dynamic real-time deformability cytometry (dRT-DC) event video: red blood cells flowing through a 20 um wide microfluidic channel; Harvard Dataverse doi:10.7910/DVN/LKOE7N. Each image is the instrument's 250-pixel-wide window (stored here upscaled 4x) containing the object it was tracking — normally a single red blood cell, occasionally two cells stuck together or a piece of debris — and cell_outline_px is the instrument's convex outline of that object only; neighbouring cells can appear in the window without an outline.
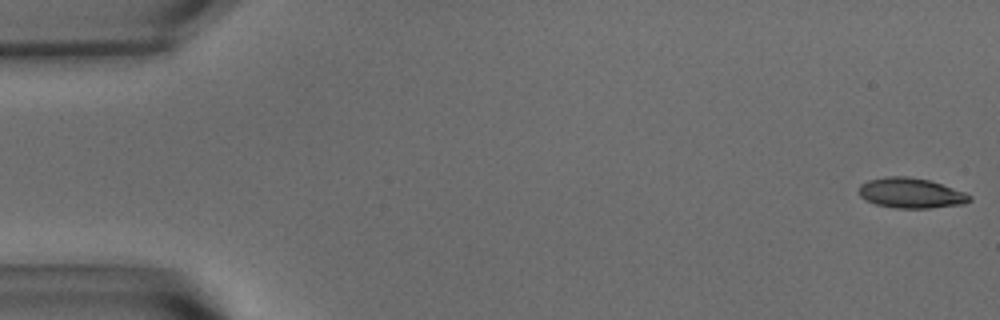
{"species": "common noctule bat (a hibernating species)", "species_latin": "Nyctalus noctula", "temperature_condition": "warm", "stored_images_in_passage": 56, "camera_frame_rate_fps": 3000, "um_per_image_px": 0.085, "animal": {"sex": "male", "body_mass_g": 15.6}, "frame": {"image": 1, "passage_image": 1, "time_ms": 0.0, "image_size_px": [1000, 320], "cell_outline_px": [[972, 200], [964, 204], [928, 208], [896, 208], [876, 204], [864, 200], [860, 196], [860, 184], [868, 180], [884, 176], [908, 176], [928, 180], [964, 192], [972, 196]], "centroid_in_image_um": [77.41, 16.41], "position_along_channel_um": 7.6, "area_um2": 19.42}}
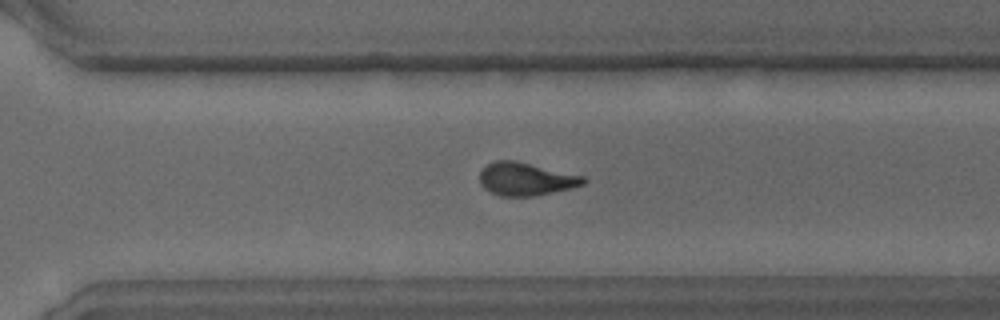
{"frame": {"image": 2, "passage_image": 39, "time_ms": 12.667, "image_size_px": [1000, 320], "cell_outline_px": [[588, 180], [584, 184], [568, 188], [532, 196], [500, 196], [484, 188], [480, 184], [480, 172], [488, 164], [496, 160], [516, 160], [584, 176]], "centroid_in_image_um": [44.68, 15.2], "position_along_channel_um": 325.9, "area_um2": 19.71}}
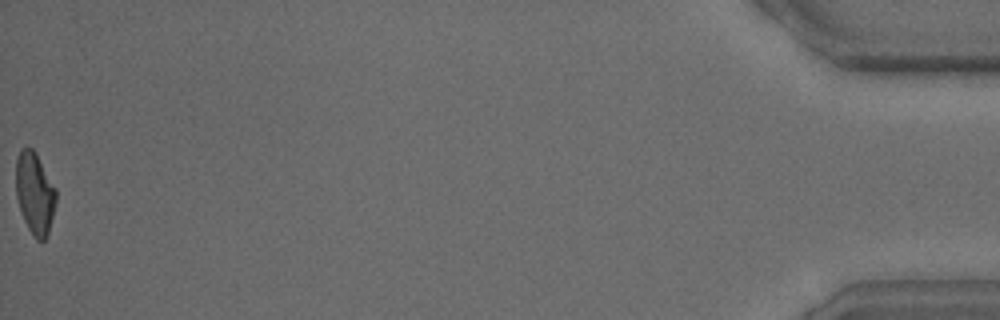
{"frame": {"image": 3, "passage_image": 56, "time_ms": 18.333, "image_size_px": [1000, 320], "cell_outline_px": [[56, 204], [48, 232], [44, 240], [36, 240], [28, 228], [24, 220], [16, 196], [16, 160], [20, 148], [32, 148], [36, 152], [56, 188]], "centroid_in_image_um": [2.96, 16.4], "position_along_channel_um": 432.2, "area_um2": 19.13}, "authors_computed_cell_mechanics": {"area_um2": 20.0855, "velocity_mm_per_s": 3.6353, "shape_relaxation_time_tau1_ms": 3.8652, "shape_relaxation_time_tau2_ms": 1.3509, "deformation_change_tau1": 0.1658, "deformation_change_tau2": 0.0899}}